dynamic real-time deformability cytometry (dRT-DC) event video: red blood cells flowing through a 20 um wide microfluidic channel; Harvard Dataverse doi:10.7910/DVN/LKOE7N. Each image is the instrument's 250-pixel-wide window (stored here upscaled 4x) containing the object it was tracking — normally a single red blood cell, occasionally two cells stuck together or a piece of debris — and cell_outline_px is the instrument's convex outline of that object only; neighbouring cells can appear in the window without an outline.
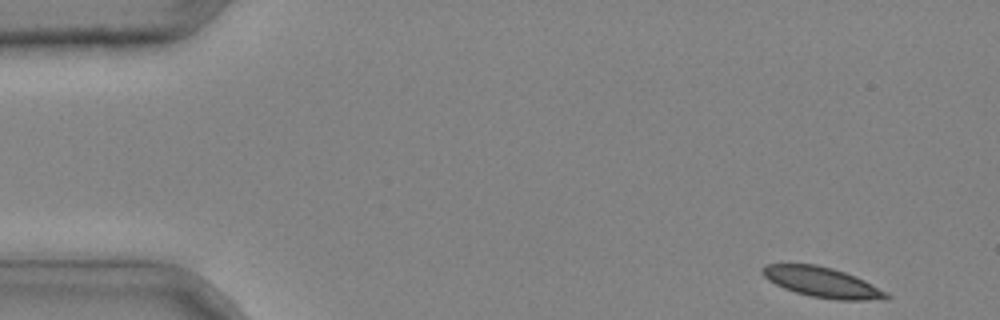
{"species": "common noctule bat (a hibernating species)", "species_latin": "Nyctalus noctula", "temperature_condition": "cold", "stored_images_in_passage": 40, "camera_frame_rate_fps": 3000, "um_per_image_px": 0.085, "animal": {"sex": "male", "body_mass_g": 20.4}, "frame": {"image": 1, "passage_image": 1, "time_ms": 0.0, "image_size_px": [1000, 320], "cell_outline_px": [[892, 296], [888, 300], [836, 300], [812, 296], [796, 292], [784, 288], [768, 280], [760, 272], [760, 268], [764, 264], [816, 264], [832, 268], [856, 276], [888, 292]], "centroid_in_image_um": [69.91, 23.99], "position_along_channel_um": 15.1, "area_um2": 21.96}}
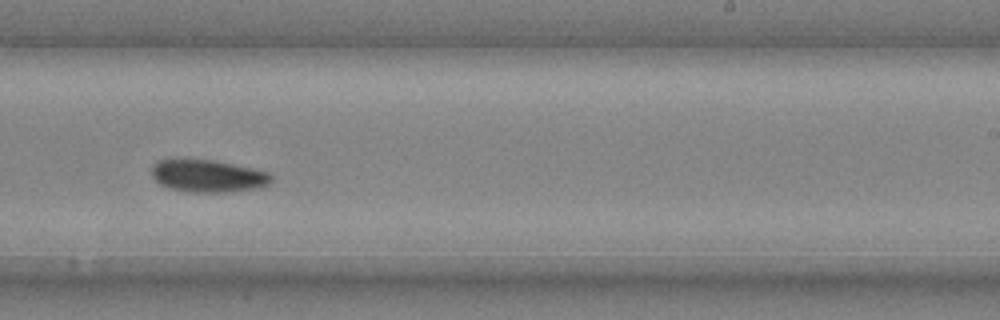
{"frame": {"image": 2, "passage_image": 25, "time_ms": 8.0, "image_size_px": [1000, 320], "cell_outline_px": [[272, 180], [268, 184], [260, 188], [232, 192], [188, 192], [168, 188], [160, 184], [152, 176], [152, 164], [160, 160], [184, 156], [212, 160], [252, 168], [268, 172], [272, 176]], "centroid_in_image_um": [17.63, 14.93], "position_along_channel_um": 271.4, "area_um2": 23.29}}
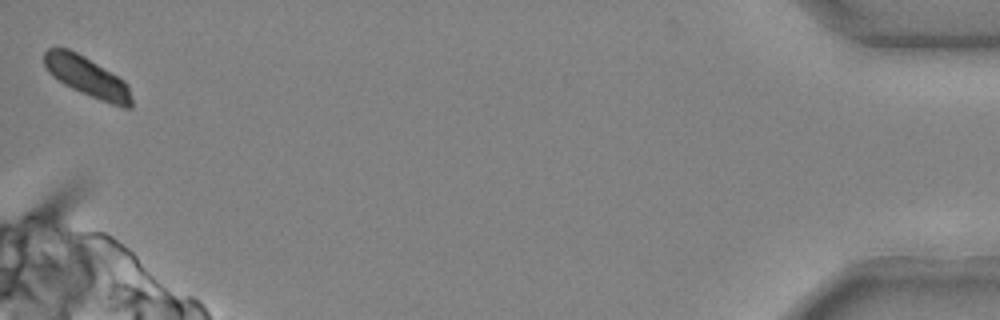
{"frame": {"image": 3, "passage_image": 40, "time_ms": 13.0, "image_size_px": [1000, 320], "cell_outline_px": [[132, 108], [124, 108], [112, 104], [80, 92], [64, 84], [52, 76], [44, 68], [44, 52], [48, 48], [68, 48], [84, 56], [124, 80], [128, 84], [132, 100]], "centroid_in_image_um": [7.39, 6.52], "position_along_channel_um": 427.8, "area_um2": 20.29}}